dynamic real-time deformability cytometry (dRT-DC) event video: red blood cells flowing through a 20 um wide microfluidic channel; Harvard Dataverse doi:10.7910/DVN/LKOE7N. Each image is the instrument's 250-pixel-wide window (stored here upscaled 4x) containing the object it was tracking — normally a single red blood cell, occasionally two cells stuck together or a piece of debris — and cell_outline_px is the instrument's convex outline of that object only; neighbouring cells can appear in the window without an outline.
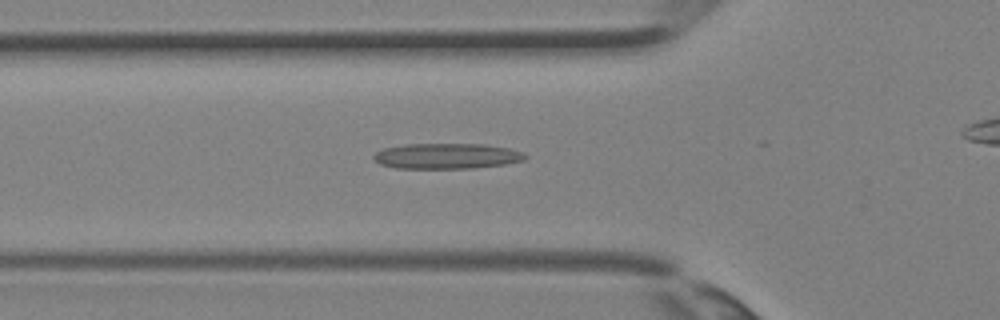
{"species": "Egyptian fruit bat (a non-hibernating species)", "species_latin": "Rousettus aegyptiacus", "temperature_condition": "room temperature", "stored_images_in_passage": 30, "camera_frame_rate_fps": 3000, "um_per_image_px": 0.085, "animal": {"sex": "female"}, "frame": {"image": 1, "passage_image": 13, "time_ms": 4.0, "image_size_px": [1000, 320], "cell_outline_px": [[528, 156], [524, 160], [504, 164], [472, 168], [396, 168], [380, 164], [372, 160], [372, 156], [376, 152], [384, 148], [404, 144], [484, 144], [508, 148], [524, 152]], "centroid_in_image_um": [37.95, 13.26], "position_along_channel_um": 87.9, "area_um2": 22.6}}
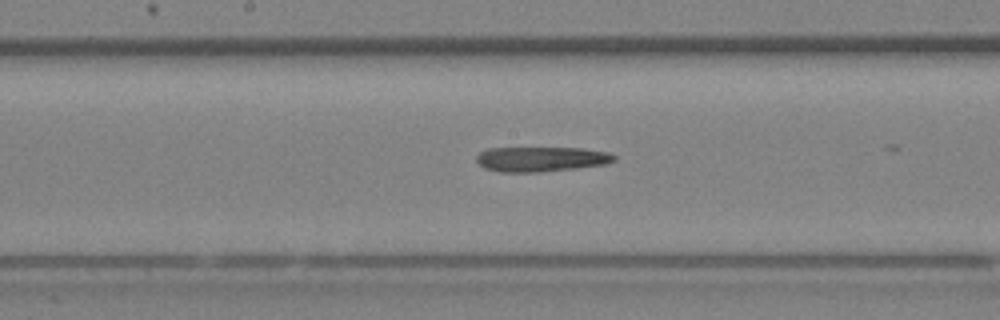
{"frame": {"image": 2, "passage_image": 19, "time_ms": 6.0, "image_size_px": [1000, 320], "cell_outline_px": [[616, 160], [608, 164], [576, 168], [540, 172], [500, 172], [484, 168], [476, 160], [476, 156], [480, 152], [488, 148], [580, 148], [608, 152], [616, 156]], "centroid_in_image_um": [46.01, 13.52], "position_along_channel_um": 202.2, "area_um2": 20.06}}
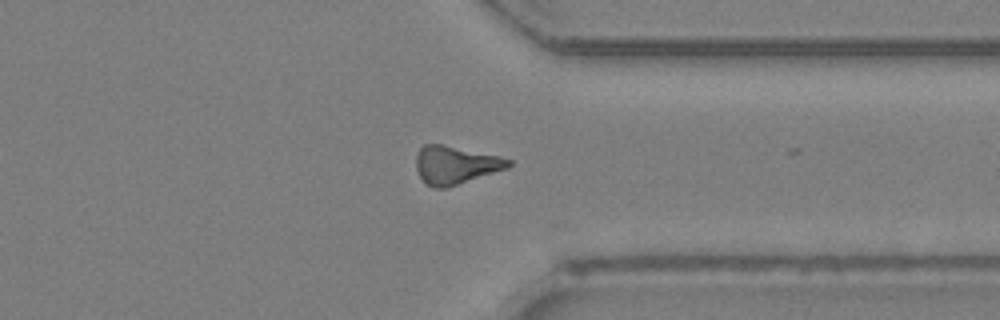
{"frame": {"image": 3, "passage_image": 28, "time_ms": 9.0, "image_size_px": [1000, 320], "cell_outline_px": [[512, 164], [508, 168], [448, 188], [432, 188], [424, 184], [416, 168], [416, 156], [420, 148], [424, 144], [440, 144], [500, 156], [512, 160]], "centroid_in_image_um": [38.71, 14.04], "position_along_channel_um": 372.7, "area_um2": 20.63}}